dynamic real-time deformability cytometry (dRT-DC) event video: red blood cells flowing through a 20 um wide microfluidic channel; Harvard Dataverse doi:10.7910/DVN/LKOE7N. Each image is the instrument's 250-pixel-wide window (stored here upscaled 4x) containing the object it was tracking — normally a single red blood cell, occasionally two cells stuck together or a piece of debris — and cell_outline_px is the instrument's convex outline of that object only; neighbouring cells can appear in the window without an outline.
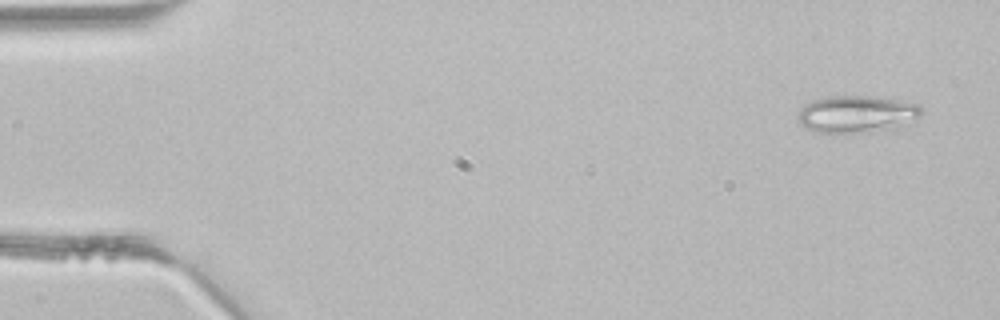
{"species": "common noctule bat (a hibernating species)", "species_latin": "Nyctalus noctula", "temperature_condition": "room temperature", "stored_images_in_passage": 5, "camera_frame_rate_fps": 3000, "um_per_image_px": 0.085, "animal": {"sex": "male", "body_mass_g": 21.5, "forearm_length_mm": 52.0}, "frame": {"image": 1, "passage_image": 1, "time_ms": 0.0, "image_size_px": [1000, 320], "cell_outline_px": [[924, 112], [920, 116], [900, 128], [872, 132], [816, 132], [804, 128], [800, 124], [800, 108], [804, 104], [812, 100], [828, 96], [884, 96], [904, 100], [920, 104], [924, 108]], "centroid_in_image_um": [72.92, 9.68], "position_along_channel_um": 12.1, "area_um2": 27.4}}